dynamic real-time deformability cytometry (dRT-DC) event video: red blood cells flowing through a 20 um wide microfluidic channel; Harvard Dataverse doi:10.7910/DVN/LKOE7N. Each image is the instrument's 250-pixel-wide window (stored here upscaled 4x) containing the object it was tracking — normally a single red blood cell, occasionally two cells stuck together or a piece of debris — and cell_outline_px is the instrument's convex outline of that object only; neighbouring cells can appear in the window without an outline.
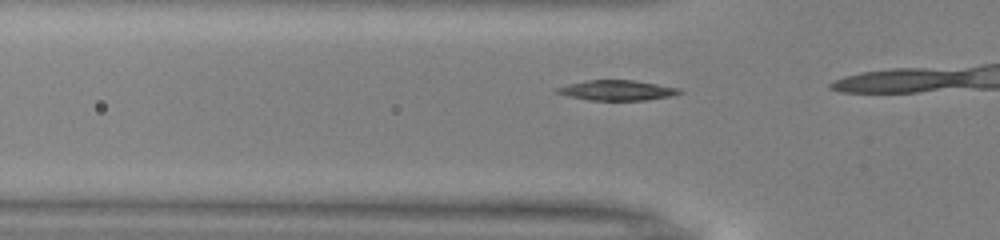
{"species": "common noctule bat (a hibernating species)", "species_latin": "Nyctalus noctula", "temperature_condition": "warm", "stored_images_in_passage": 6, "camera_frame_rate_fps": 3000, "um_per_image_px": 0.085, "animal": {"sex": "male", "body_mass_g": 13.0, "forearm_length_mm": 53.1}, "frame": {"image": 1, "passage_image": 4, "time_ms": 1.0, "image_size_px": [1000, 240], "cell_outline_px": [[684, 92], [672, 96], [644, 100], [588, 100], [568, 96], [556, 92], [556, 88], [588, 80], [636, 80], [680, 88]], "centroid_in_image_um": [52.52, 7.68], "position_along_channel_um": 73.3, "area_um2": 14.28}}